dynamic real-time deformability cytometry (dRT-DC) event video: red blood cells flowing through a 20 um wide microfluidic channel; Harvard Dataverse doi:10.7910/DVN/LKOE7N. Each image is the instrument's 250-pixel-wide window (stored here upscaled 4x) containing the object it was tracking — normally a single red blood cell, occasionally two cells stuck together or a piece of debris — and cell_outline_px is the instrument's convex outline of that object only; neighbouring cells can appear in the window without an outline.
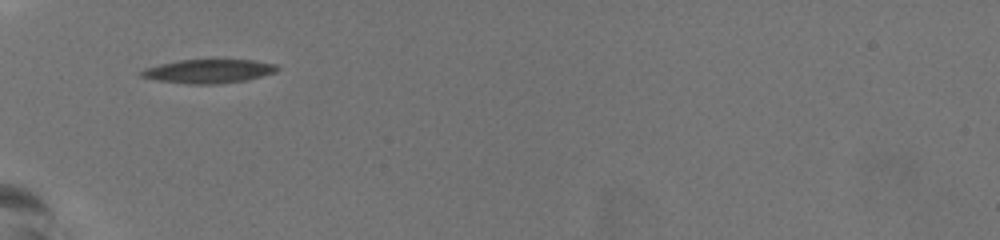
{"species": "common noctule bat (a hibernating species)", "species_latin": "Nyctalus noctula", "temperature_condition": "warm", "stored_images_in_passage": 5, "camera_frame_rate_fps": 3000, "um_per_image_px": 0.085, "animal": {"sex": "female", "body_mass_g": 19.5, "forearm_length_mm": 54.1}, "frame": {"image": 1, "passage_image": 1, "time_ms": 0.0, "image_size_px": [1000, 240], "cell_outline_px": [[280, 68], [276, 72], [244, 80], [216, 84], [192, 84], [160, 80], [140, 76], [140, 72], [144, 68], [160, 64], [180, 60], [252, 60], [276, 64]], "centroid_in_image_um": [17.75, 6.04], "position_along_channel_um": 67.3, "area_um2": 18.5}}